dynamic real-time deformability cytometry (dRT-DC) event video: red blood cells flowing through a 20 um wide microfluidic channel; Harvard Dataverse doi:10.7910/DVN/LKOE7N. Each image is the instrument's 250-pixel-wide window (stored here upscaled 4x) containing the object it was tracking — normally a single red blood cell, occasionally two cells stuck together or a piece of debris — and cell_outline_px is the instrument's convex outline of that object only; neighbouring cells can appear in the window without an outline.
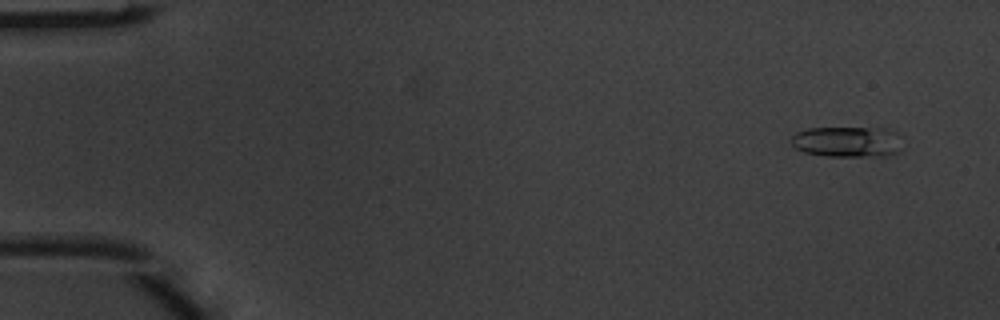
{"species": "common noctule bat (a hibernating species)", "species_latin": "Nyctalus noctula", "temperature_condition": "warm", "stored_images_in_passage": 4, "camera_frame_rate_fps": 3000, "um_per_image_px": 0.085, "animal": {"sex": "male", "body_mass_g": 20.1, "forearm_length_mm": 53.5}, "frame": {"image": 1, "passage_image": 1, "time_ms": 0.0, "image_size_px": [1000, 320], "cell_outline_px": [[900, 152], [892, 156], [828, 156], [804, 152], [796, 148], [788, 140], [796, 132], [808, 128], [888, 128], [896, 132]], "centroid_in_image_um": [72.0, 12.05], "position_along_channel_um": 13.0, "area_um2": 20.0}}
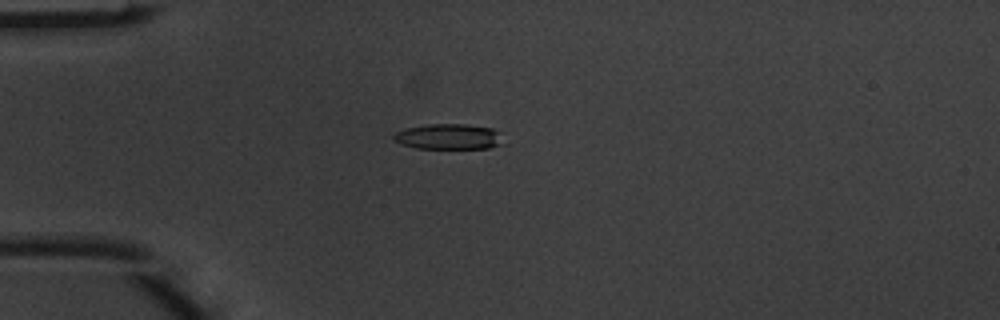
{"frame": {"image": 2, "passage_image": 4, "time_ms": 1.0, "image_size_px": [1000, 320], "cell_outline_px": [[508, 144], [488, 148], [416, 148], [400, 144], [392, 140], [392, 136], [396, 132], [408, 128], [428, 124], [464, 124], [492, 128]], "centroid_in_image_um": [38.15, 11.62], "position_along_channel_um": 46.8, "area_um2": 16.36}}